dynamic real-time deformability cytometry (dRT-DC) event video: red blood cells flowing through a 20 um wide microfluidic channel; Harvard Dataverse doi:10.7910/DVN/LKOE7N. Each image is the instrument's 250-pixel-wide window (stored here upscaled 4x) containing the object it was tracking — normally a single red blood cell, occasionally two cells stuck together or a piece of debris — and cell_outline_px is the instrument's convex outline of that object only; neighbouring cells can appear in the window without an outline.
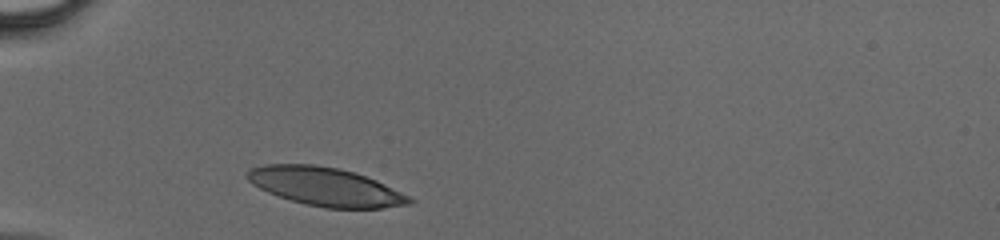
{"species": "human", "species_latin": "Homo sapiens", "temperature_condition": "cold", "stored_images_in_passage": 25, "camera_frame_rate_fps": 3000, "um_per_image_px": 0.085, "donor": {"sex": "male"}, "frame": {"image": 1, "passage_image": 1, "time_ms": 0.0, "image_size_px": [1000, 240], "cell_outline_px": [[416, 200], [412, 204], [384, 208], [324, 208], [292, 200], [268, 192], [252, 184], [244, 176], [244, 172], [252, 168], [264, 164], [312, 164], [340, 168], [376, 180]], "centroid_in_image_um": [27.65, 15.86], "position_along_channel_um": 57.4, "area_um2": 36.13}}
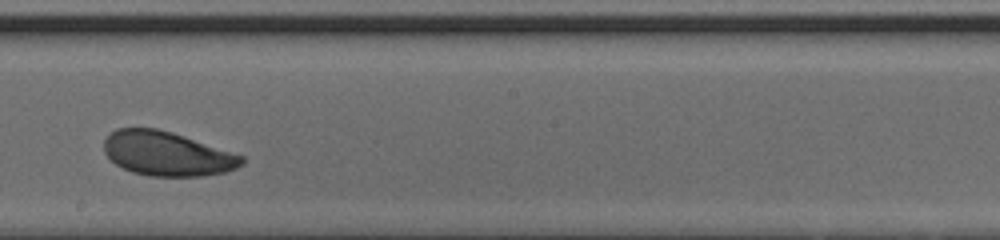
{"frame": {"image": 2, "passage_image": 14, "time_ms": 4.333, "image_size_px": [1000, 240], "cell_outline_px": [[244, 164], [236, 168], [224, 172], [200, 176], [152, 176], [132, 172], [116, 164], [104, 152], [104, 140], [116, 128], [156, 128], [172, 132], [244, 156]], "centroid_in_image_um": [14.2, 13.06], "position_along_channel_um": 234.0, "area_um2": 35.26}}
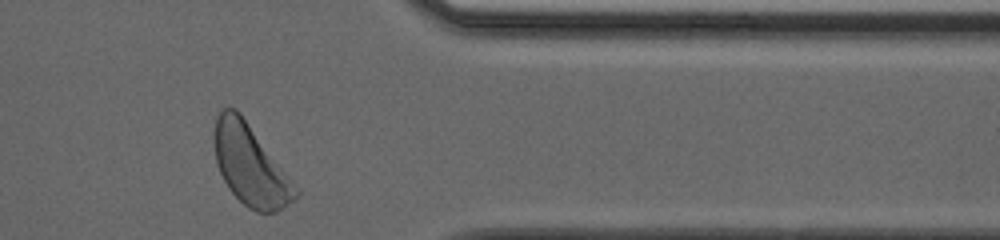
{"frame": {"image": 3, "passage_image": 25, "time_ms": 8.0, "image_size_px": [1000, 240], "cell_outline_px": [[300, 192], [296, 200], [276, 212], [256, 212], [248, 208], [228, 188], [216, 164], [212, 136], [216, 116], [224, 108], [236, 108], [240, 112]], "centroid_in_image_um": [21.24, 14.04], "position_along_channel_um": 390.2, "area_um2": 37.86}}